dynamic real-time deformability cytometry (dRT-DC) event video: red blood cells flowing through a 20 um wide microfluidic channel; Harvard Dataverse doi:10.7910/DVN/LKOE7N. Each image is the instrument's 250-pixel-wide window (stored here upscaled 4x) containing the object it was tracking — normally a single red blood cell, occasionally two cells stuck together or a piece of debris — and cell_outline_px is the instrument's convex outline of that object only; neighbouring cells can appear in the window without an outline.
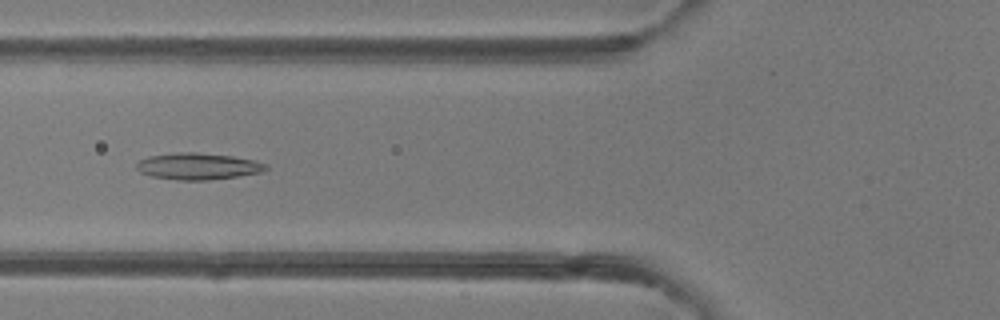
{"species": "common noctule bat (a hibernating species)", "species_latin": "Nyctalus noctula", "temperature_condition": "room temperature", "stored_images_in_passage": 49, "camera_frame_rate_fps": 3000, "um_per_image_px": 0.085, "animal": {"sex": "female"}, "frame": {"image": 1, "passage_image": 19, "time_ms": 6.0, "image_size_px": [1000, 320], "cell_outline_px": [[268, 168], [260, 172], [236, 176], [204, 180], [180, 180], [152, 176], [140, 172], [136, 168], [136, 164], [140, 160], [148, 156], [180, 152], [196, 152], [232, 156], [256, 160], [268, 164]], "centroid_in_image_um": [16.83, 14.12], "position_along_channel_um": 109.0, "area_um2": 19.88}}
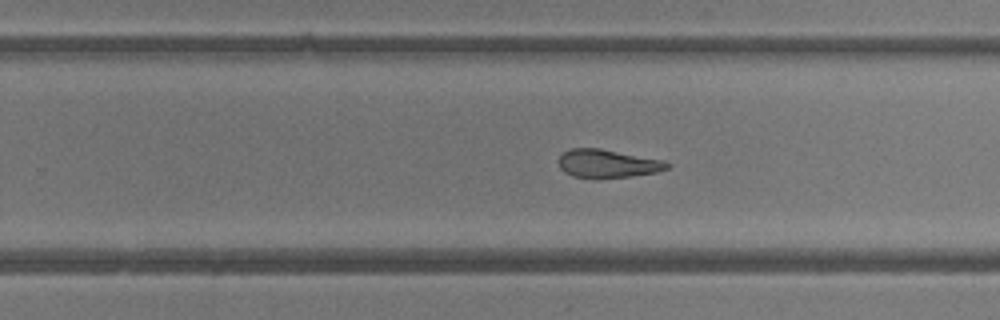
{"frame": {"image": 2, "passage_image": 31, "time_ms": 10.0, "image_size_px": [1000, 320], "cell_outline_px": [[672, 164], [668, 168], [656, 172], [632, 176], [572, 176], [564, 172], [560, 168], [560, 156], [564, 152], [572, 148], [600, 148], [664, 160]], "centroid_in_image_um": [51.69, 13.87], "position_along_channel_um": 278.1, "area_um2": 17.34}}
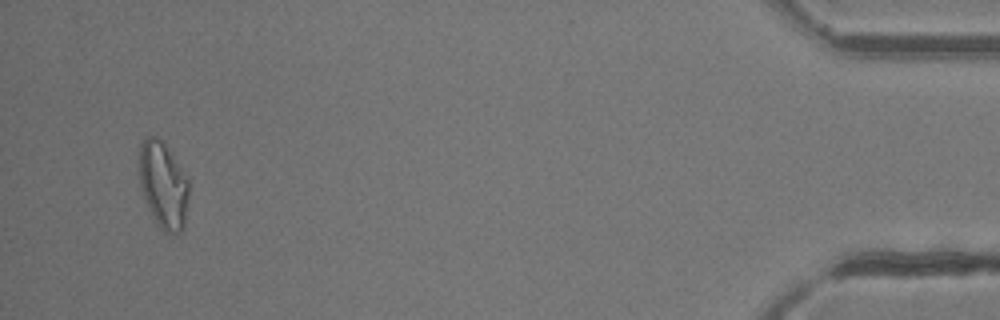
{"frame": {"image": 3, "passage_image": 47, "time_ms": 15.333, "image_size_px": [1000, 320], "cell_outline_px": [[188, 204], [184, 224], [180, 232], [176, 236], [164, 232], [160, 228], [148, 208], [140, 184], [140, 144], [144, 136], [156, 136], [164, 140], [172, 152], [188, 180]], "centroid_in_image_um": [13.89, 15.71], "position_along_channel_um": 421.3, "area_um2": 25.26}, "authors_computed_cell_mechanics": {"area_um2": 20.808, "velocity_mm_per_s": 4.2334, "shape_relaxation_time_tau1_ms": null, "shape_relaxation_time_tau2_ms": 6.0769, "deformation_change_tau1": null, "deformation_change_tau2": 0.1828}}